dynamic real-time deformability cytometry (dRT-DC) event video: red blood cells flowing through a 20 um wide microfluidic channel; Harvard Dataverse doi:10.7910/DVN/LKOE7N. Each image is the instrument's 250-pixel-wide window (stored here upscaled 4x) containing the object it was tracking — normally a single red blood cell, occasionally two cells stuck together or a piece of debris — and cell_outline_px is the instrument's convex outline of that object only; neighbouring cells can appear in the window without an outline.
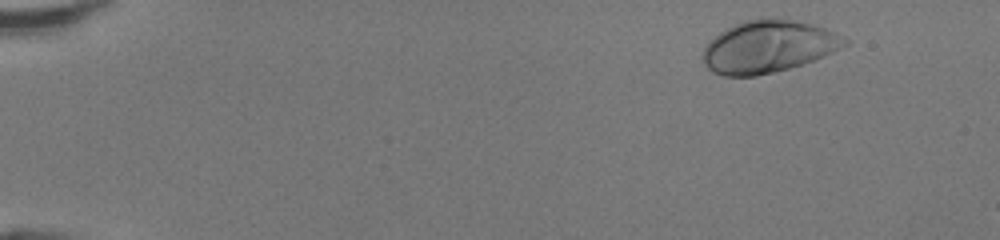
{"species": "human", "species_latin": "Homo sapiens", "temperature_condition": "room temperature", "stored_images_in_passage": 45, "camera_frame_rate_fps": 3000, "um_per_image_px": 0.085, "donor": {"sex": "female"}, "frame": {"image": 1, "passage_image": 2, "time_ms": 0.333, "image_size_px": [1000, 240], "cell_outline_px": [[848, 44], [816, 60], [788, 68], [756, 76], [724, 76], [712, 72], [704, 64], [704, 48], [720, 32], [744, 20], [792, 20], [812, 24], [824, 28], [848, 40]], "centroid_in_image_um": [65.3, 3.99], "position_along_channel_um": 19.7, "area_um2": 42.14}}
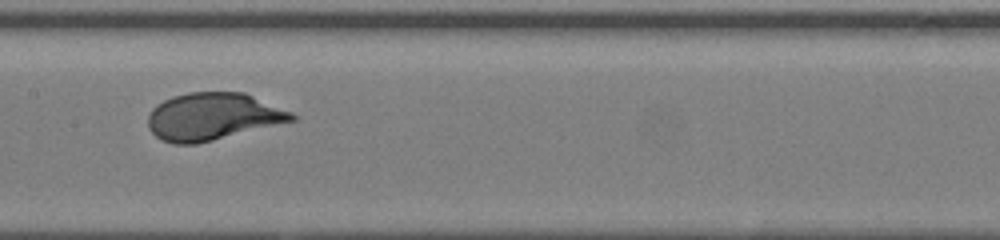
{"frame": {"image": 2, "passage_image": 23, "time_ms": 7.333, "image_size_px": [1000, 240], "cell_outline_px": [[296, 120], [196, 144], [172, 144], [156, 136], [148, 128], [148, 116], [152, 108], [156, 104], [172, 96], [188, 92], [244, 92], [292, 112], [296, 116]], "centroid_in_image_um": [18.07, 9.9], "position_along_channel_um": 189.3, "area_um2": 39.54}}
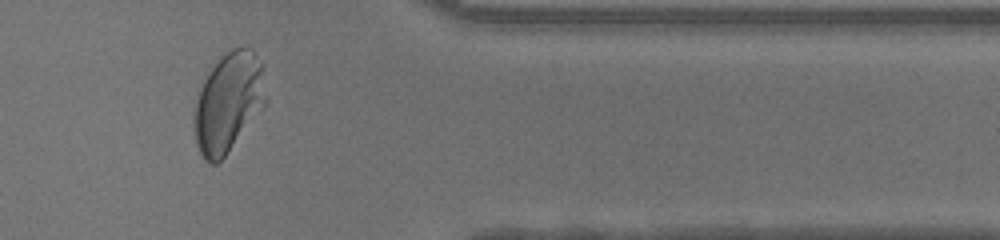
{"frame": {"image": 3, "passage_image": 38, "time_ms": 12.333, "image_size_px": [1000, 240], "cell_outline_px": [[268, 100], [224, 156], [216, 164], [212, 164], [204, 160], [196, 144], [192, 128], [192, 112], [200, 80], [232, 48], [248, 48], [264, 64]], "centroid_in_image_um": [19.37, 8.7], "position_along_channel_um": 392.0, "area_um2": 42.02}, "authors_computed_cell_mechanics": {"area_um2": 39.593, "velocity_mm_per_s": 4.2959, "shape_relaxation_time_tau1_ms": 2.4463, "shape_relaxation_time_tau2_ms": null, "deformation_change_tau1": 0.1704, "deformation_change_tau2": null}}